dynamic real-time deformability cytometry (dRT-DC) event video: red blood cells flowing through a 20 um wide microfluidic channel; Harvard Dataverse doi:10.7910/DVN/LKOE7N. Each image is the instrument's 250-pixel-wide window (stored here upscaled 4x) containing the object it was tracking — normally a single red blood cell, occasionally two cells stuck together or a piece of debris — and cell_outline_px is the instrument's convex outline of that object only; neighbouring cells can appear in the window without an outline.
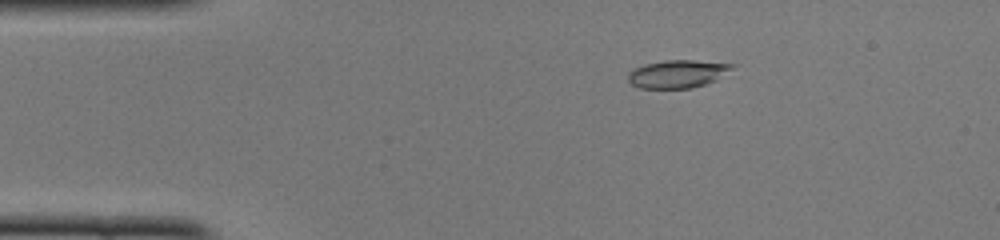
{"species": "common noctule bat (a hibernating species)", "species_latin": "Nyctalus noctula", "temperature_condition": "cold", "stored_images_in_passage": 44, "camera_frame_rate_fps": 3000, "um_per_image_px": 0.085, "animal": {"sex": "female", "body_mass_g": 22.0, "forearm_length_mm": 56.7}, "frame": {"image": 1, "passage_image": 4, "time_ms": 1.0, "image_size_px": [1000, 240], "cell_outline_px": [[740, 64], [716, 80], [692, 88], [640, 88], [632, 84], [628, 80], [628, 72], [632, 68], [644, 64], [664, 60], [696, 60]], "centroid_in_image_um": [57.62, 6.26], "position_along_channel_um": 27.4, "area_um2": 17.17}}
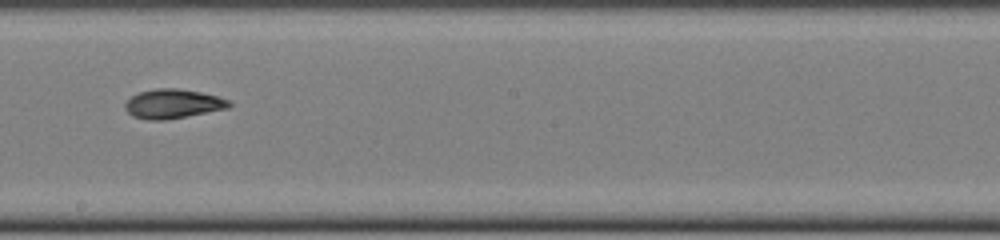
{"frame": {"image": 2, "passage_image": 23, "time_ms": 7.333, "image_size_px": [1000, 240], "cell_outline_px": [[232, 104], [228, 108], [168, 120], [148, 120], [132, 116], [124, 108], [124, 104], [132, 96], [140, 92], [156, 88], [176, 88], [200, 92], [216, 96], [228, 100]], "centroid_in_image_um": [14.67, 8.83], "position_along_channel_um": 233.5, "area_um2": 17.69}}
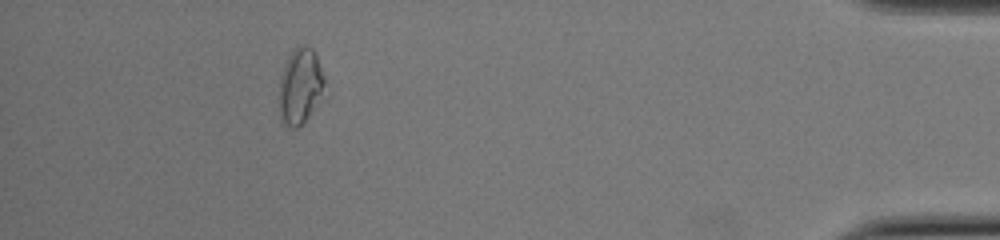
{"frame": {"image": 3, "passage_image": 40, "time_ms": 13.0, "image_size_px": [1000, 240], "cell_outline_px": [[324, 80], [320, 96], [308, 116], [296, 128], [292, 128], [280, 120], [280, 76], [284, 64], [292, 48], [296, 44], [304, 44], [312, 48], [316, 52], [324, 76]], "centroid_in_image_um": [25.49, 7.22], "position_along_channel_um": 409.7, "area_um2": 19.83}, "authors_computed_cell_mechanics": {"area_um2": 17.6579, "velocity_mm_per_s": 4.1102, "shape_relaxation_time_tau1_ms": 4.9529, "shape_relaxation_time_tau2_ms": 3.5702, "deformation_change_tau1": 0.1709, "deformation_change_tau2": 0.0808}}